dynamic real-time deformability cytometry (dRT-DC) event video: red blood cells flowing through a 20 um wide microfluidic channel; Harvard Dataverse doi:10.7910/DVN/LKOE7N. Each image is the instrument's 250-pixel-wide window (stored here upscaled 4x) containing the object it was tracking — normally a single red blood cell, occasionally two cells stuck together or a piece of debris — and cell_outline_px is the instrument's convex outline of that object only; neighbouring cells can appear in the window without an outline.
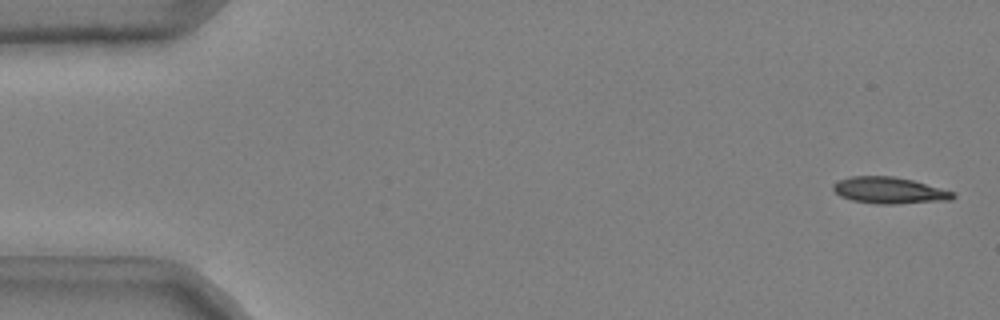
{"species": "common noctule bat (a hibernating species)", "species_latin": "Nyctalus noctula", "temperature_condition": "cold", "stored_images_in_passage": 51, "camera_frame_rate_fps": 3000, "um_per_image_px": 0.085, "animal": {"sex": "male", "body_mass_g": 20.4}, "frame": {"image": 1, "passage_image": 1, "time_ms": 0.0, "image_size_px": [1000, 320], "cell_outline_px": [[956, 196], [952, 200], [896, 204], [876, 204], [852, 200], [840, 196], [832, 188], [832, 184], [836, 180], [848, 176], [892, 176], [912, 180], [956, 192]], "centroid_in_image_um": [75.58, 16.18], "position_along_channel_um": 9.4, "area_um2": 18.73}}
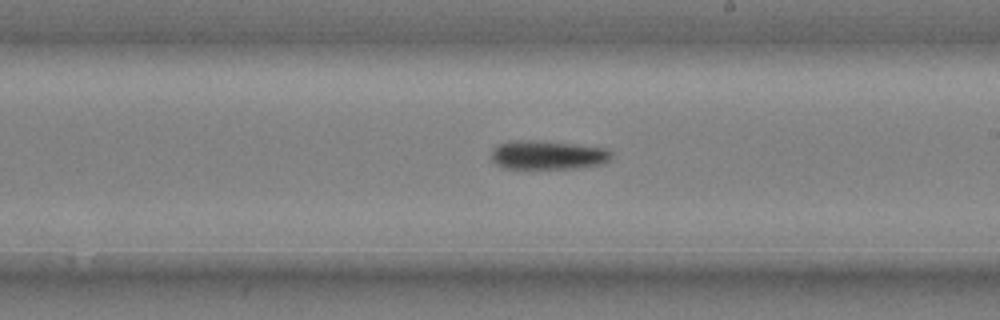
{"frame": {"image": 2, "passage_image": 30, "time_ms": 9.667, "image_size_px": [1000, 320], "cell_outline_px": [[612, 156], [604, 164], [576, 168], [504, 168], [496, 164], [492, 160], [492, 148], [496, 144], [508, 140], [532, 140], [576, 144], [608, 148], [612, 152]], "centroid_in_image_um": [46.55, 13.16], "position_along_channel_um": 242.4, "area_um2": 20.46}}
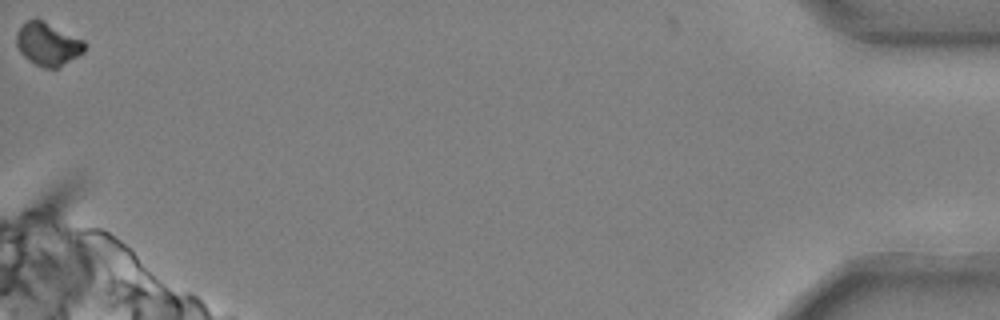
{"frame": {"image": 3, "passage_image": 51, "time_ms": 16.667, "image_size_px": [1000, 320], "cell_outline_px": [[88, 44], [84, 52], [60, 68], [44, 68], [28, 60], [20, 52], [16, 44], [16, 32], [28, 20], [36, 16], [84, 40]], "centroid_in_image_um": [4.09, 3.73], "position_along_channel_um": 431.1, "area_um2": 17.46}, "authors_computed_cell_mechanics": {"area_um2": 19.363, "velocity_mm_per_s": 3.7151, "shape_relaxation_time_tau1_ms": 8.6963, "shape_relaxation_time_tau2_ms": null, "deformation_change_tau1": 0.1589, "deformation_change_tau2": null}}